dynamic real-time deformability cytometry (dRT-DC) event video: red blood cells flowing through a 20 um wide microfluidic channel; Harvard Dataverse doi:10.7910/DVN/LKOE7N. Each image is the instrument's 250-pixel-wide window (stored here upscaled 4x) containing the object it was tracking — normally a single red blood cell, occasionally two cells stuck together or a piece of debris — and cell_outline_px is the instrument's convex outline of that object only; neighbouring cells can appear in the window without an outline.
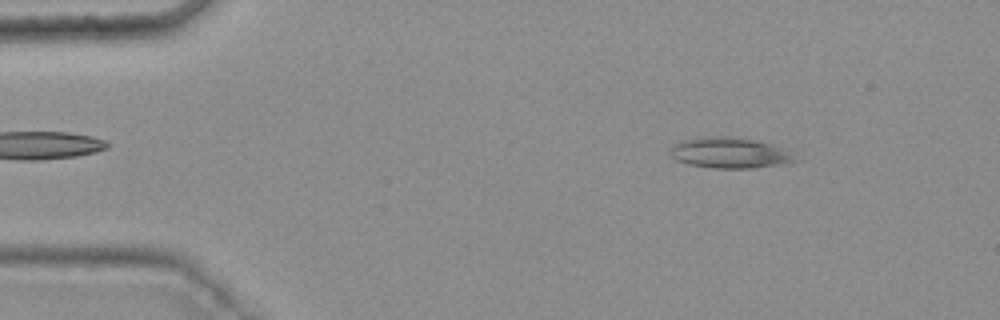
{"species": "common noctule bat (a hibernating species)", "species_latin": "Nyctalus noctula", "temperature_condition": "warm", "stored_images_in_passage": 47, "camera_frame_rate_fps": 3000, "um_per_image_px": 0.085, "animal": {"sex": "female", "body_mass_g": 25.1}, "frame": {"image": 1, "passage_image": 7, "time_ms": 2.0, "image_size_px": [1000, 320], "cell_outline_px": [[800, 160], [780, 164], [752, 168], [712, 168], [688, 164], [676, 160], [672, 156], [672, 148], [676, 144], [684, 140], [716, 136], [728, 136], [752, 140], [772, 144], [784, 148]], "centroid_in_image_um": [62.07, 13.01], "position_along_channel_um": 22.9, "area_um2": 21.91}}
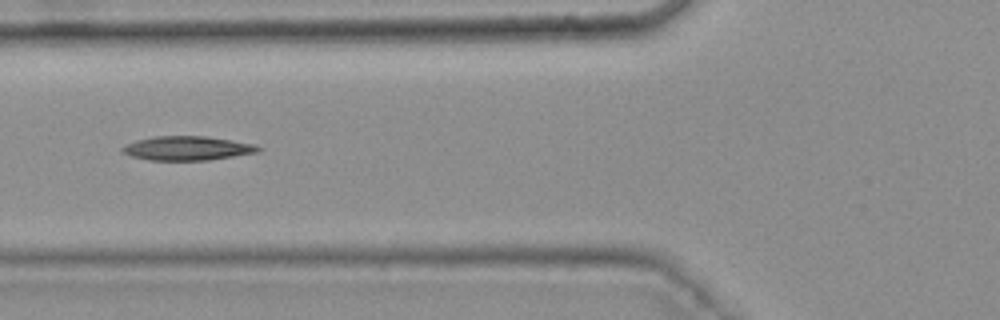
{"frame": {"image": 2, "passage_image": 20, "time_ms": 6.333, "image_size_px": [1000, 320], "cell_outline_px": [[264, 148], [260, 152], [208, 160], [148, 160], [132, 156], [124, 152], [120, 148], [128, 144], [152, 136], [208, 136], [256, 144]], "centroid_in_image_um": [16.01, 12.6], "position_along_channel_um": 109.8, "area_um2": 19.07}}
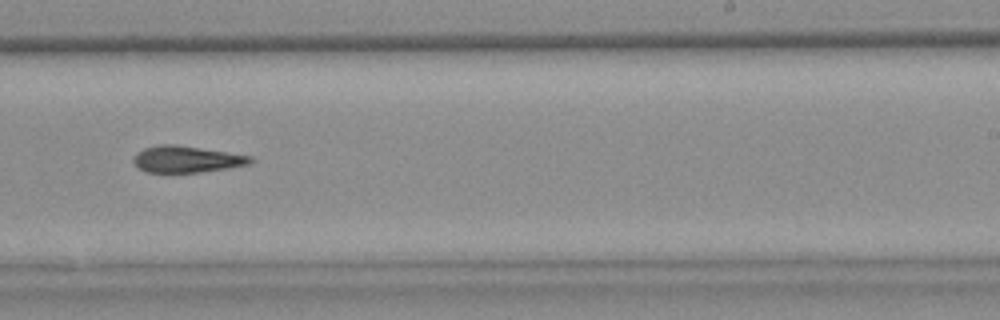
{"frame": {"image": 3, "passage_image": 33, "time_ms": 10.667, "image_size_px": [1000, 320], "cell_outline_px": [[252, 164], [228, 168], [200, 172], [148, 172], [140, 168], [132, 160], [136, 152], [144, 148], [160, 144], [176, 144], [228, 152], [252, 156]], "centroid_in_image_um": [15.88, 13.52], "position_along_channel_um": 273.1, "area_um2": 18.09}}